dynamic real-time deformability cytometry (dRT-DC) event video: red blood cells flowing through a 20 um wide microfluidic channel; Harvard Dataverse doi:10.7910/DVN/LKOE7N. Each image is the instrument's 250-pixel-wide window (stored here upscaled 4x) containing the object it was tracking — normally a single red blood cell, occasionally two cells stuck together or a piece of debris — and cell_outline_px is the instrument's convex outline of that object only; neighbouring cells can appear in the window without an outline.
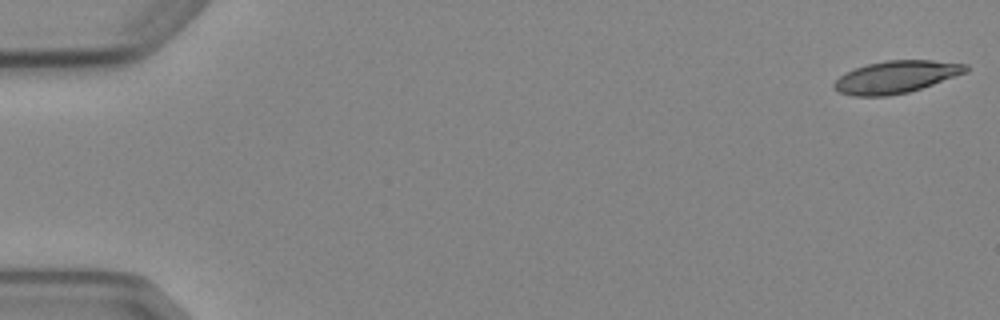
{"species": "Egyptian fruit bat (a non-hibernating species)", "species_latin": "Rousettus aegyptiacus", "temperature_condition": "cold", "stored_images_in_passage": 6, "camera_frame_rate_fps": 3000, "um_per_image_px": 0.085, "animal": {"sex": "female"}, "frame": {"image": 1, "passage_image": 1, "time_ms": 0.0, "image_size_px": [1000, 320], "cell_outline_px": [[968, 72], [908, 92], [888, 96], [852, 96], [840, 92], [832, 88], [832, 84], [844, 72], [868, 64], [888, 60], [932, 60], [968, 64]], "centroid_in_image_um": [76.15, 6.54], "position_along_channel_um": 8.9, "area_um2": 24.74}}
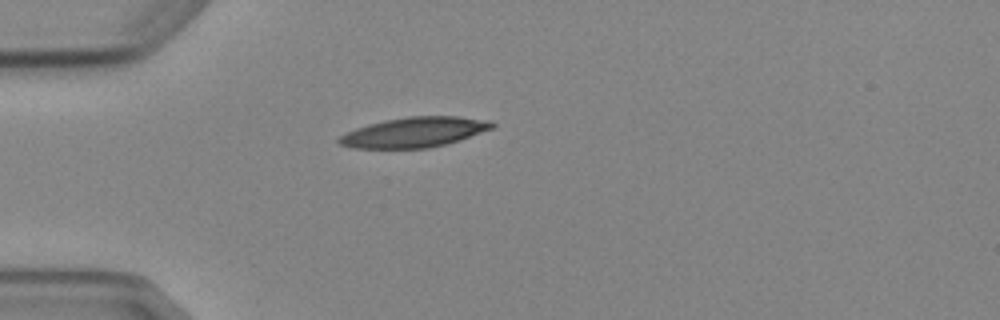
{"frame": {"image": 2, "passage_image": 5, "time_ms": 4.667, "image_size_px": [1000, 320], "cell_outline_px": [[496, 124], [492, 128], [460, 140], [428, 148], [352, 148], [340, 144], [336, 140], [340, 136], [356, 128], [368, 124], [384, 120], [408, 116], [460, 116], [492, 120]], "centroid_in_image_um": [35.24, 11.23], "position_along_channel_um": 49.8, "area_um2": 26.82}}